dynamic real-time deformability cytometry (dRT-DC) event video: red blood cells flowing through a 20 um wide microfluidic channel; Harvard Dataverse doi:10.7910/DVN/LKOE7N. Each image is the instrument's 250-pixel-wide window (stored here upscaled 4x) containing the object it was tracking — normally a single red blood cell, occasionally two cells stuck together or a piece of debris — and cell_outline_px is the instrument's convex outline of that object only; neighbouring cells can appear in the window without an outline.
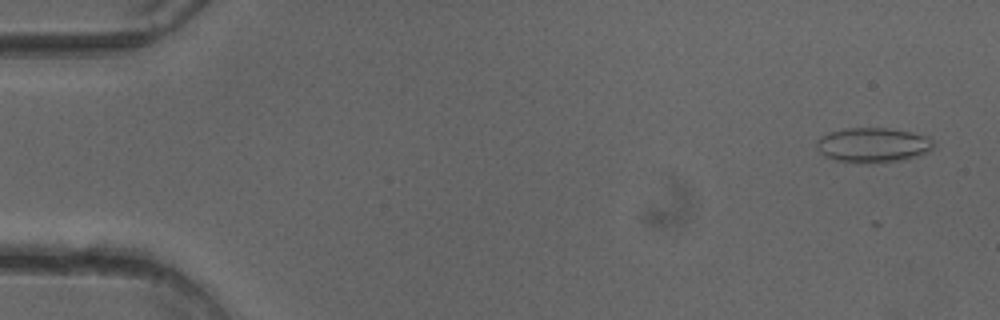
{"species": "common noctule bat (a hibernating species)", "species_latin": "Nyctalus noctula", "temperature_condition": "cold", "stored_images_in_passage": 33, "camera_frame_rate_fps": 3000, "um_per_image_px": 0.085, "animal": {"sex": "female"}, "frame": {"image": 1, "passage_image": 3, "time_ms": 0.667, "image_size_px": [1000, 320], "cell_outline_px": [[936, 144], [928, 152], [920, 156], [908, 160], [836, 160], [824, 156], [816, 148], [816, 140], [820, 136], [828, 132], [848, 128], [888, 128], [912, 132], [928, 136]], "centroid_in_image_um": [74.24, 12.28], "position_along_channel_um": 10.8, "area_um2": 23.24}}
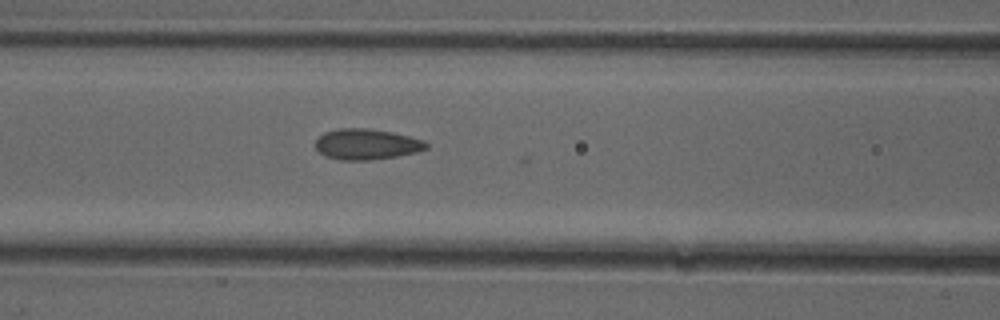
{"frame": {"image": 2, "passage_image": 22, "time_ms": 7.0, "image_size_px": [1000, 320], "cell_outline_px": [[428, 148], [416, 152], [396, 156], [368, 160], [340, 160], [324, 156], [316, 148], [316, 140], [324, 132], [340, 128], [368, 128], [392, 132], [424, 140], [428, 144]], "centroid_in_image_um": [31.15, 12.26], "position_along_channel_um": 135.4, "area_um2": 19.77}}
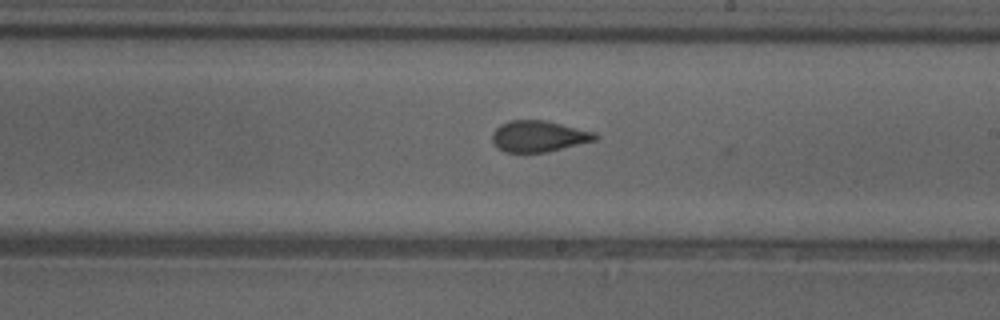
{"frame": {"image": 3, "passage_image": 30, "time_ms": 9.667, "image_size_px": [1000, 320], "cell_outline_px": [[600, 136], [596, 140], [548, 152], [504, 152], [492, 140], [492, 132], [500, 124], [508, 120], [548, 120], [596, 132]], "centroid_in_image_um": [45.83, 11.56], "position_along_channel_um": 243.2, "area_um2": 18.9}}